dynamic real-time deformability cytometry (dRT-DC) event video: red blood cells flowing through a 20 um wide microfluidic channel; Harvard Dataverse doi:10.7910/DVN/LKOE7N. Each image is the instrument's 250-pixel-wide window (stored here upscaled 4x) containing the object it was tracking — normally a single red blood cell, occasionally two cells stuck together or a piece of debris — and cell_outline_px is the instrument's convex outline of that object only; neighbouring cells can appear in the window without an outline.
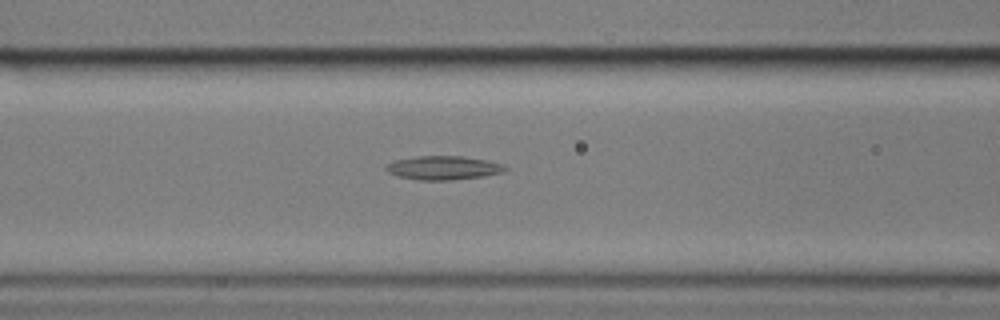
{"species": "common noctule bat (a hibernating species)", "species_latin": "Nyctalus noctula", "temperature_condition": "cold", "stored_images_in_passage": 41, "camera_frame_rate_fps": 3000, "um_per_image_px": 0.085, "animal": {"sex": "male", "body_mass_g": 17.9}, "frame": {"image": 1, "passage_image": 11, "time_ms": 3.333, "image_size_px": [1000, 320], "cell_outline_px": [[508, 168], [504, 172], [484, 176], [452, 180], [420, 180], [400, 176], [388, 172], [384, 168], [384, 164], [396, 160], [416, 156], [460, 156], [488, 160], [504, 164]], "centroid_in_image_um": [37.7, 14.26], "position_along_channel_um": 128.9, "area_um2": 16.59}}
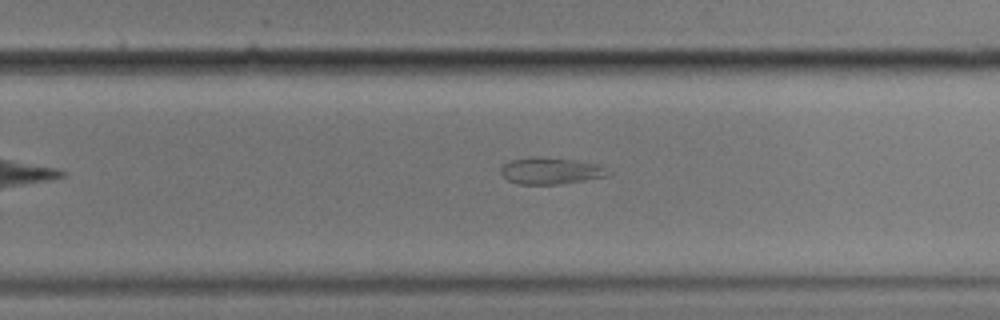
{"frame": {"image": 2, "passage_image": 24, "time_ms": 7.667, "image_size_px": [1000, 320], "cell_outline_px": [[612, 172], [608, 176], [560, 184], [516, 184], [508, 180], [500, 172], [500, 168], [504, 164], [512, 160], [528, 156], [536, 156], [576, 160], [600, 164]], "centroid_in_image_um": [46.83, 14.51], "position_along_channel_um": 283.0, "area_um2": 16.88}}
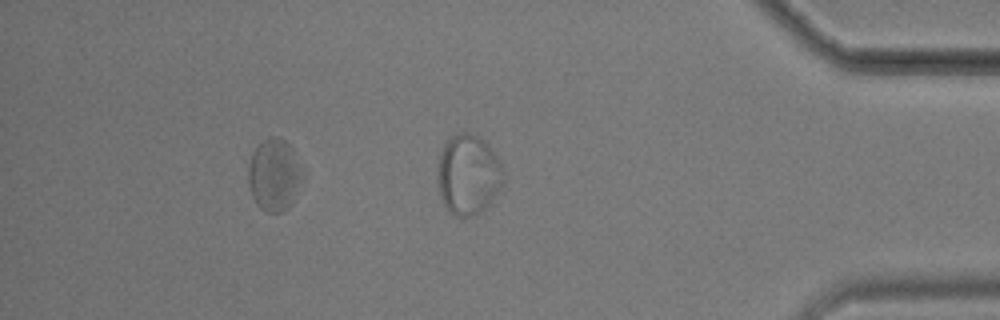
{"frame": {"image": 3, "passage_image": 36, "time_ms": 11.667, "image_size_px": [1000, 320], "cell_outline_px": [[308, 172], [292, 204], [288, 208], [280, 212], [268, 212], [260, 208], [252, 196], [248, 184], [248, 164], [252, 152], [256, 144], [260, 140], [268, 136], [280, 136], [292, 148]], "centroid_in_image_um": [23.37, 14.82], "position_along_channel_um": 411.8, "area_um2": 23.99}}